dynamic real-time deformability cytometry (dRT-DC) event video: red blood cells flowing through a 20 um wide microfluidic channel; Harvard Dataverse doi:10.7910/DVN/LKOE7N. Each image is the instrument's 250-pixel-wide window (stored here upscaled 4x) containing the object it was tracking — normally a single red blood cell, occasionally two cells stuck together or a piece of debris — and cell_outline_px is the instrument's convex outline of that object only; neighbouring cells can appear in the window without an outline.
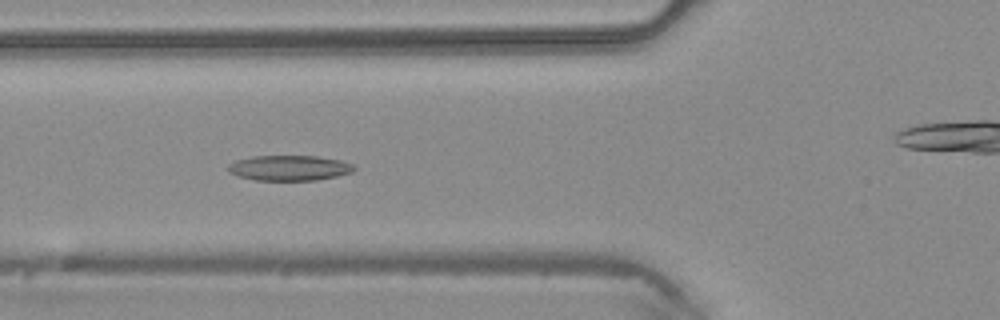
{"species": "common noctule bat (a hibernating species)", "species_latin": "Nyctalus noctula", "temperature_condition": "warm", "stored_images_in_passage": 46, "camera_frame_rate_fps": 3000, "um_per_image_px": 0.085, "animal": {"sex": "male", "body_mass_g": 20.4}, "frame": {"image": 1, "passage_image": 17, "time_ms": 5.333, "image_size_px": [1000, 320], "cell_outline_px": [[356, 168], [352, 172], [336, 176], [316, 180], [252, 180], [236, 176], [228, 172], [228, 164], [236, 160], [252, 156], [316, 156], [340, 160], [352, 164]], "centroid_in_image_um": [24.54, 14.28], "position_along_channel_um": 101.3, "area_um2": 18.61}}
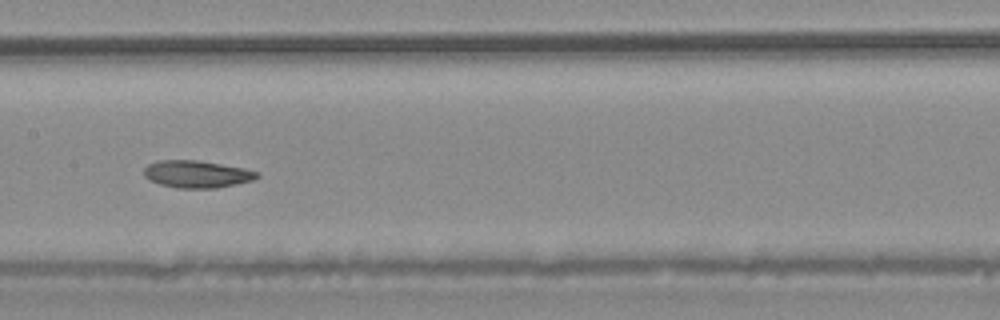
{"frame": {"image": 2, "passage_image": 23, "time_ms": 7.333, "image_size_px": [1000, 320], "cell_outline_px": [[260, 176], [252, 180], [236, 184], [216, 188], [176, 188], [160, 184], [148, 180], [144, 176], [144, 168], [148, 164], [156, 160], [196, 160], [244, 168], [260, 172]], "centroid_in_image_um": [16.71, 14.8], "position_along_channel_um": 190.7, "area_um2": 18.03}}
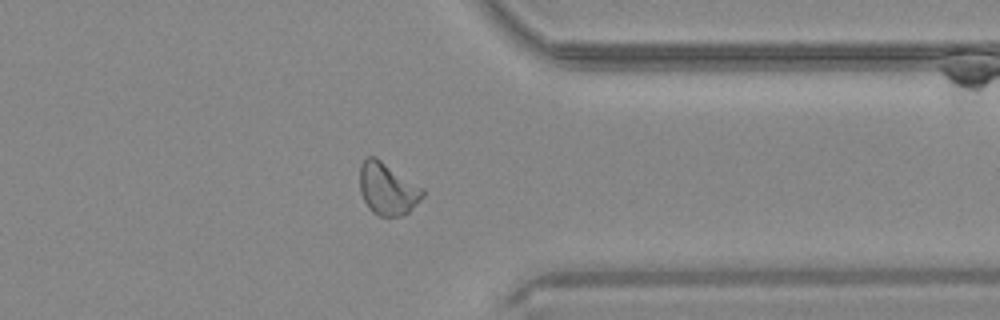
{"frame": {"image": 3, "passage_image": 36, "time_ms": 11.667, "image_size_px": [1000, 320], "cell_outline_px": [[424, 196], [408, 212], [400, 216], [380, 216], [372, 212], [368, 208], [360, 192], [360, 164], [364, 156], [376, 156], [424, 188]], "centroid_in_image_um": [32.92, 16.02], "position_along_channel_um": 378.5, "area_um2": 19.36}}